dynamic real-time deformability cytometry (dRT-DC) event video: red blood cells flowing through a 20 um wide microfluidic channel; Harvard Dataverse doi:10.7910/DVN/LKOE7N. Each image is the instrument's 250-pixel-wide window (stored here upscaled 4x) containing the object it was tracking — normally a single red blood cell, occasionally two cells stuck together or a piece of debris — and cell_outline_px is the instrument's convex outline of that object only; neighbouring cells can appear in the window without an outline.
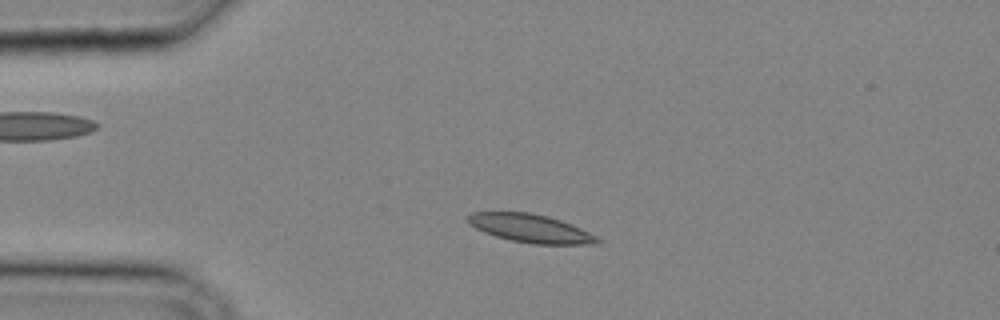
{"species": "common noctule bat (a hibernating species)", "species_latin": "Nyctalus noctula", "temperature_condition": "cold", "stored_images_in_passage": 30, "camera_frame_rate_fps": 3000, "um_per_image_px": 0.085, "animal": {"sex": "male", "body_mass_g": 20.4}, "frame": {"image": 1, "passage_image": 5, "time_ms": 1.333, "image_size_px": [1000, 320], "cell_outline_px": [[604, 240], [600, 244], [532, 244], [512, 240], [496, 236], [484, 232], [468, 224], [468, 216], [472, 212], [528, 212], [548, 216], [560, 220], [580, 228]], "centroid_in_image_um": [45.12, 19.42], "position_along_channel_um": 39.9, "area_um2": 21.27}}
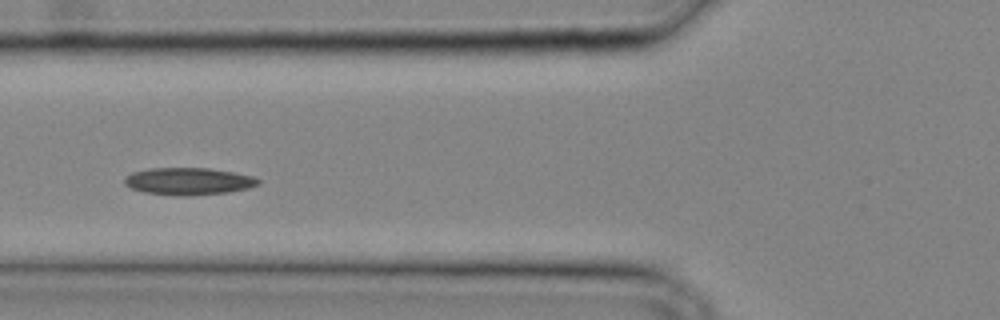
{"frame": {"image": 2, "passage_image": 10, "time_ms": 3.0, "image_size_px": [1000, 320], "cell_outline_px": [[260, 184], [248, 188], [228, 192], [188, 196], [176, 196], [144, 192], [132, 188], [124, 184], [124, 180], [132, 172], [148, 168], [208, 168], [232, 172], [252, 176], [260, 180]], "centroid_in_image_um": [16.02, 15.41], "position_along_channel_um": 109.8, "area_um2": 21.15}}
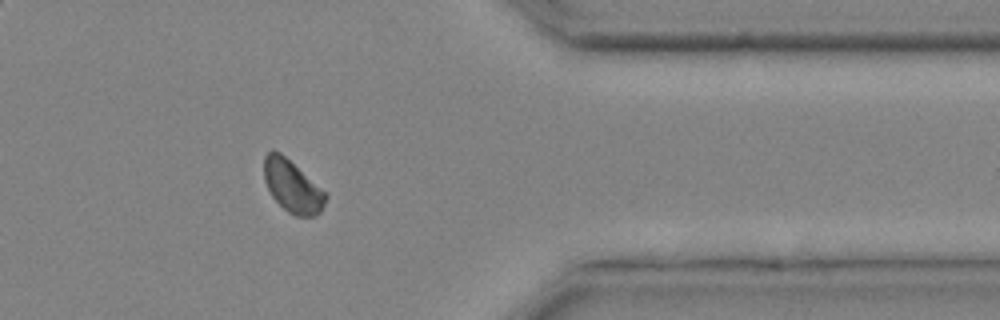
{"frame": {"image": 3, "passage_image": 25, "time_ms": 8.0, "image_size_px": [1000, 320], "cell_outline_px": [[328, 196], [320, 212], [316, 216], [296, 216], [288, 212], [272, 196], [264, 180], [264, 156], [268, 152], [280, 152], [328, 192]], "centroid_in_image_um": [24.89, 15.84], "position_along_channel_um": 386.5, "area_um2": 18.73}}